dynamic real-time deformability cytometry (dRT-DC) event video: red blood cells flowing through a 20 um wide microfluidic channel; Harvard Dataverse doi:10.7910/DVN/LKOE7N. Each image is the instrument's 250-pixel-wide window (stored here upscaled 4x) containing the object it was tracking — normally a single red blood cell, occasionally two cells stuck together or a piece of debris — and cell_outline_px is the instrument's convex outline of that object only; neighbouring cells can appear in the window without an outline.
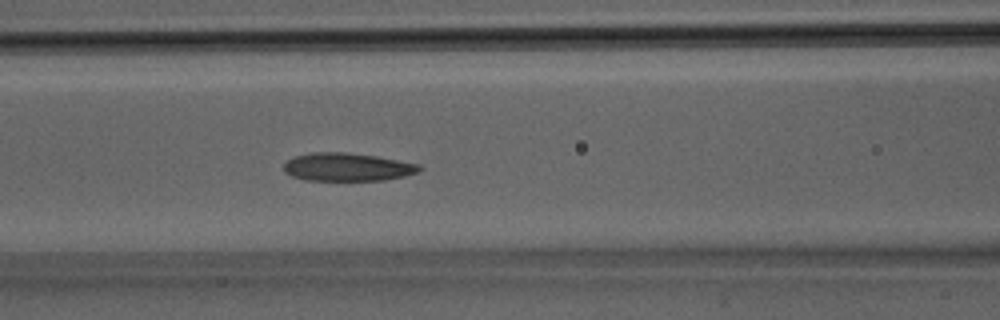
{"species": "Egyptian fruit bat (a non-hibernating species)", "species_latin": "Rousettus aegyptiacus", "temperature_condition": "room temperature", "stored_images_in_passage": 34, "segment_of_instrument_passage": [1, 2], "camera_frame_rate_fps": 3000, "um_per_image_px": 0.085, "animal": {"sex": "male"}, "frame": {"image": 1, "passage_image": 14, "time_ms": 4.333, "image_size_px": [1000, 320], "cell_outline_px": [[424, 168], [420, 172], [404, 176], [384, 180], [304, 180], [292, 176], [284, 172], [284, 164], [288, 160], [296, 156], [312, 152], [344, 152], [376, 156], [420, 164]], "centroid_in_image_um": [29.55, 14.2], "position_along_channel_um": 137.0, "area_um2": 22.25}}
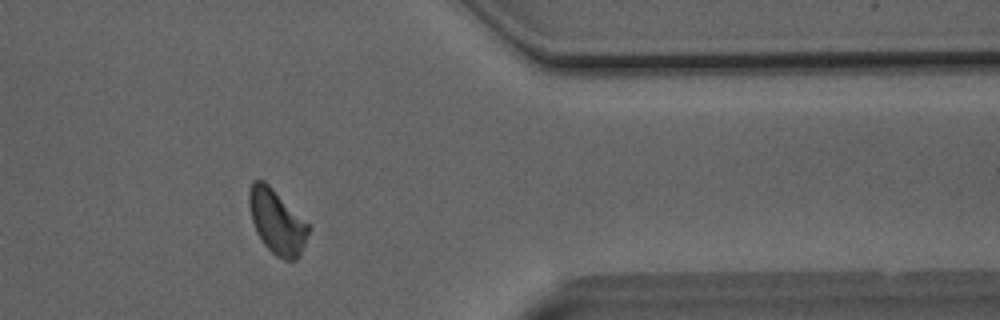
{"frame": {"image": 2, "passage_image": 27, "time_ms": 8.667, "image_size_px": [1000, 320], "cell_outline_px": [[312, 228], [296, 260], [284, 260], [276, 256], [260, 240], [256, 232], [252, 220], [248, 204], [248, 192], [252, 180], [264, 180], [312, 224]], "centroid_in_image_um": [23.56, 18.82], "position_along_channel_um": 387.8, "area_um2": 22.77}}
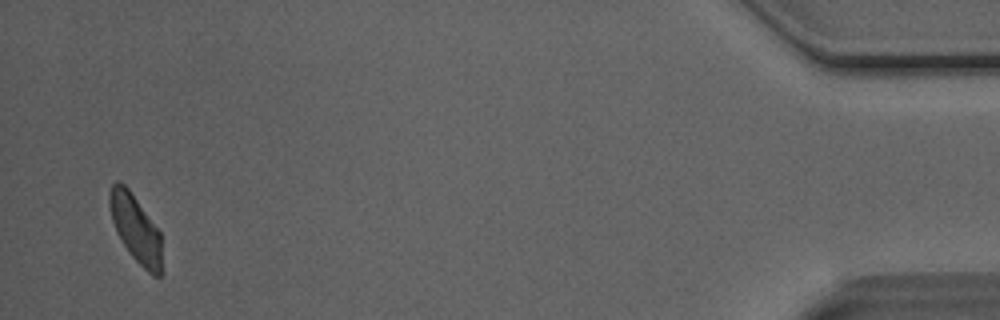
{"frame": {"image": 3, "passage_image": 32, "time_ms": 10.333, "image_size_px": [1000, 320], "cell_outline_px": [[160, 276], [152, 276], [128, 252], [120, 240], [116, 232], [112, 220], [108, 204], [108, 192], [112, 184], [116, 180], [120, 180], [128, 188], [160, 232]], "centroid_in_image_um": [11.47, 19.37], "position_along_channel_um": 423.7, "area_um2": 20.35}}